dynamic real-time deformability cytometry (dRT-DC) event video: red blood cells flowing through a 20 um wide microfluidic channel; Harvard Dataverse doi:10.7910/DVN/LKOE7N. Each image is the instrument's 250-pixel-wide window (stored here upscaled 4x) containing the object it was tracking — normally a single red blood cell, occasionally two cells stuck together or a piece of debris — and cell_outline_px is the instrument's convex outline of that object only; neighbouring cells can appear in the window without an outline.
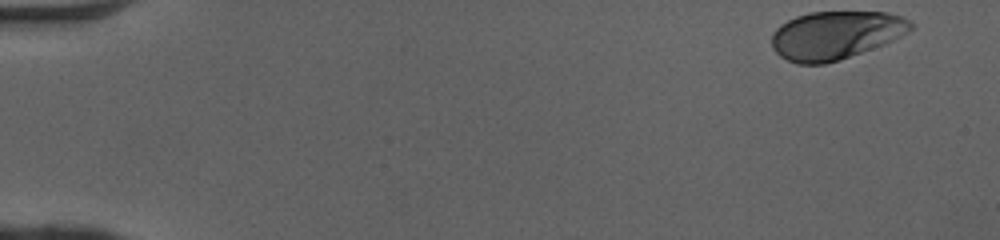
{"species": "human", "species_latin": "Homo sapiens", "temperature_condition": "cold", "stored_images_in_passage": 43, "camera_frame_rate_fps": 3000, "um_per_image_px": 0.085, "donor": {"sex": "female"}, "frame": {"image": 1, "passage_image": 1, "time_ms": 0.0, "image_size_px": [1000, 240], "cell_outline_px": [[916, 24], [908, 32], [884, 44], [840, 60], [824, 64], [796, 64], [780, 56], [772, 48], [772, 32], [780, 24], [796, 16], [808, 12], [888, 12], [904, 16]], "centroid_in_image_um": [71.04, 2.98], "position_along_channel_um": 14.0, "area_um2": 39.36}}
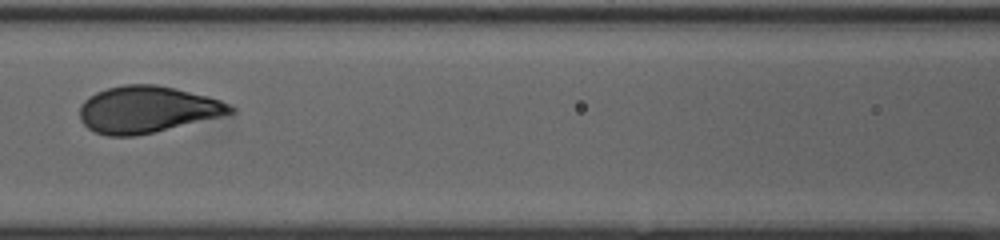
{"frame": {"image": 2, "passage_image": 22, "time_ms": 7.0, "image_size_px": [1000, 240], "cell_outline_px": [[236, 112], [136, 136], [108, 136], [96, 132], [88, 128], [80, 120], [80, 104], [88, 96], [96, 92], [108, 88], [124, 84], [156, 84], [176, 88], [208, 96], [220, 100], [236, 108]], "centroid_in_image_um": [12.48, 9.29], "position_along_channel_um": 154.1, "area_um2": 40.81}}
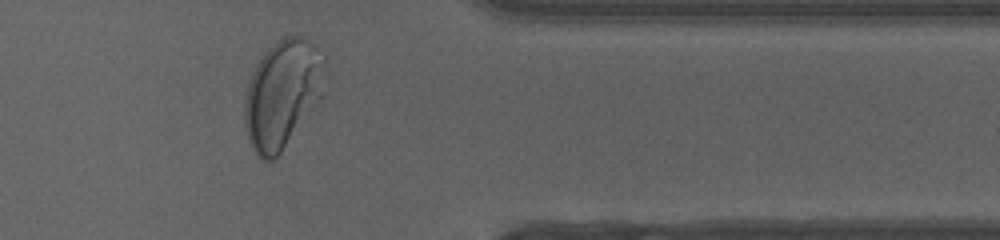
{"frame": {"image": 3, "passage_image": 40, "time_ms": 13.0, "image_size_px": [1000, 240], "cell_outline_px": [[324, 60], [320, 96], [280, 152], [272, 160], [260, 160], [256, 156], [248, 140], [244, 124], [244, 100], [248, 84], [252, 72], [268, 48], [276, 40], [284, 36], [300, 36], [308, 40], [324, 56]], "centroid_in_image_um": [23.93, 7.98], "position_along_channel_um": 387.5, "area_um2": 49.42}, "authors_computed_cell_mechanics": {"area_um2": 40.46, "velocity_mm_per_s": 4.0508, "shape_relaxation_time_tau1_ms": 2.5496, "shape_relaxation_time_tau2_ms": null, "deformation_change_tau1": 0.1593, "deformation_change_tau2": null}}